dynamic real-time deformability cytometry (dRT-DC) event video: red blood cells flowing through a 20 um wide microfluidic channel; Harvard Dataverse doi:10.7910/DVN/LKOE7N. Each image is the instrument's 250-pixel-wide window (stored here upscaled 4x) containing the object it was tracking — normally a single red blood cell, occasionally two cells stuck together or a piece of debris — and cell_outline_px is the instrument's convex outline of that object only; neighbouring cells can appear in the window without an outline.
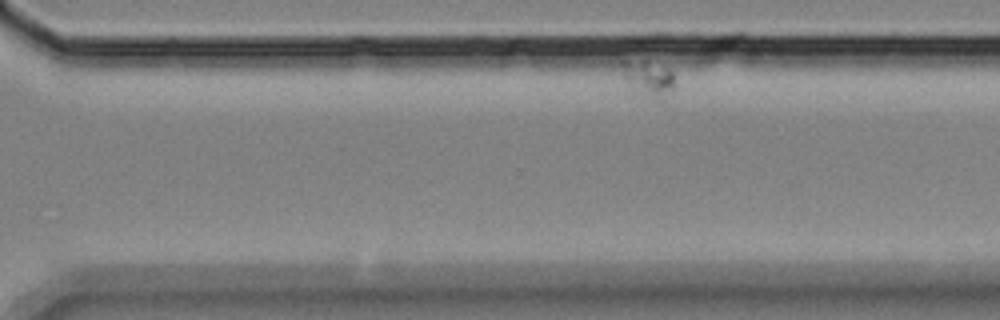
{"species": "Egyptian fruit bat (a non-hibernating species)", "species_latin": "Rousettus aegyptiacus", "temperature_condition": "room temperature", "stored_images_in_passage": 12, "segment_of_instrument_passage": [2, 2], "camera_frame_rate_fps": 3000, "um_per_image_px": 0.085, "animal": {"sex": "female"}, "frame": {"image": 1, "passage_image": 12, "time_ms": 14.667, "image_size_px": [1000, 320], "cell_outline_px": [[676, 84], [664, 100], [648, 96], [624, 84], [624, 60], [644, 60], [668, 68], [672, 72]], "centroid_in_image_um": [55.15, 6.66], "position_along_channel_um": 315.5, "area_um2": 10.87}}